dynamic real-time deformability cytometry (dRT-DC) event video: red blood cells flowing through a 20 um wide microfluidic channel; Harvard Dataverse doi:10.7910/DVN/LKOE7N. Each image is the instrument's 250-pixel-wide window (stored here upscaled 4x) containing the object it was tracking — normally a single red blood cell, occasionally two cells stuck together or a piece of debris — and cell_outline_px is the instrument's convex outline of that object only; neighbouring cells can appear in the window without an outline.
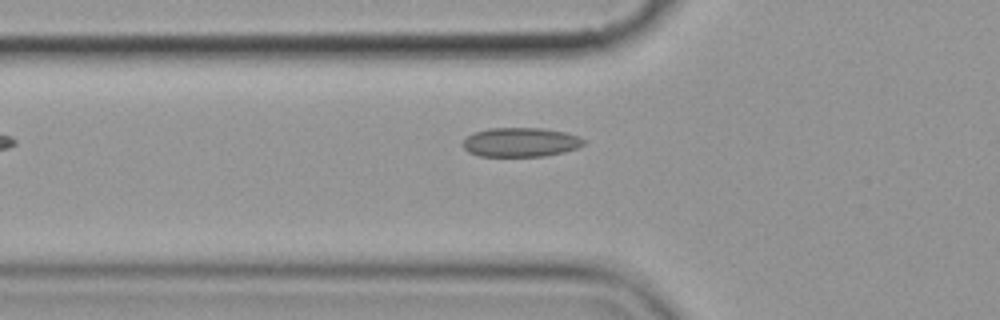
{"species": "common noctule bat (a hibernating species)", "species_latin": "Nyctalus noctula", "temperature_condition": "cold", "stored_images_in_passage": 7, "camera_frame_rate_fps": 3000, "um_per_image_px": 0.085, "animal": {"sex": "female", "body_mass_g": 19.9}, "frame": {"image": 1, "passage_image": 7, "time_ms": 6.667, "image_size_px": [1000, 320], "cell_outline_px": [[584, 144], [580, 148], [564, 152], [544, 156], [480, 156], [468, 152], [464, 148], [464, 140], [468, 136], [476, 132], [488, 128], [540, 128], [564, 132], [580, 136], [584, 140]], "centroid_in_image_um": [44.29, 12.09], "position_along_channel_um": 81.5, "area_um2": 20.52}}